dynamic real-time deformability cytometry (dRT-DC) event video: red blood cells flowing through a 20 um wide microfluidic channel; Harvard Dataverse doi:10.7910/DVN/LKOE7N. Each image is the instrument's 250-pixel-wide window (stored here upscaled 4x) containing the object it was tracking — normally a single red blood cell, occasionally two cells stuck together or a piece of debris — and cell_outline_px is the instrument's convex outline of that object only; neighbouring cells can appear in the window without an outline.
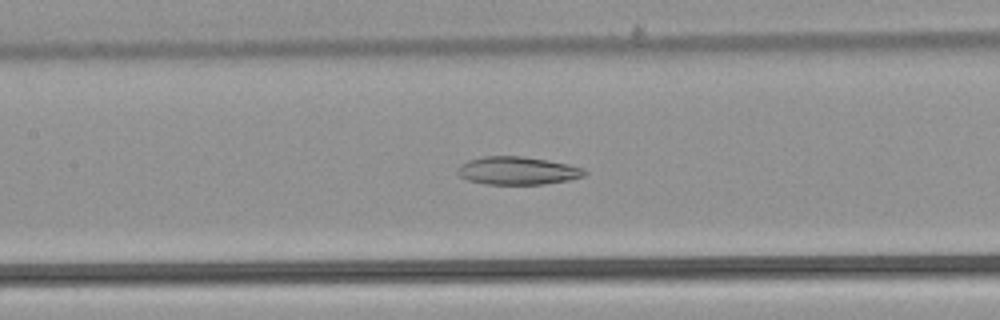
{"species": "common noctule bat (a hibernating species)", "species_latin": "Nyctalus noctula", "temperature_condition": "warm", "stored_images_in_passage": 54, "camera_frame_rate_fps": 3000, "um_per_image_px": 0.085, "animal": {"sex": "male", "body_mass_g": 21.5, "forearm_length_mm": 52.0}, "frame": {"image": 1, "passage_image": 26, "time_ms": 8.333, "image_size_px": [1000, 320], "cell_outline_px": [[588, 172], [584, 176], [568, 180], [544, 184], [488, 184], [468, 180], [460, 176], [456, 172], [460, 164], [468, 160], [484, 156], [520, 156], [548, 160], [568, 164], [584, 168]], "centroid_in_image_um": [43.99, 14.5], "position_along_channel_um": 163.4, "area_um2": 20.69}}
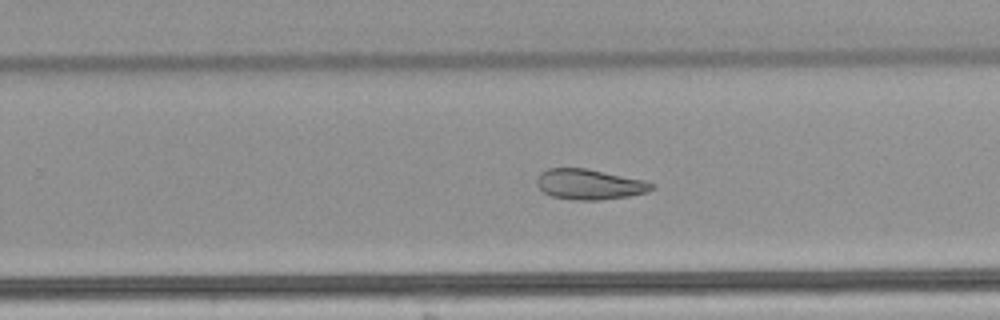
{"frame": {"image": 2, "passage_image": 35, "time_ms": 11.333, "image_size_px": [1000, 320], "cell_outline_px": [[656, 188], [648, 192], [628, 196], [600, 200], [576, 200], [552, 196], [544, 192], [536, 184], [536, 180], [540, 172], [548, 168], [584, 168], [644, 180], [656, 184]], "centroid_in_image_um": [50.12, 15.67], "position_along_channel_um": 279.7, "area_um2": 20.35}}
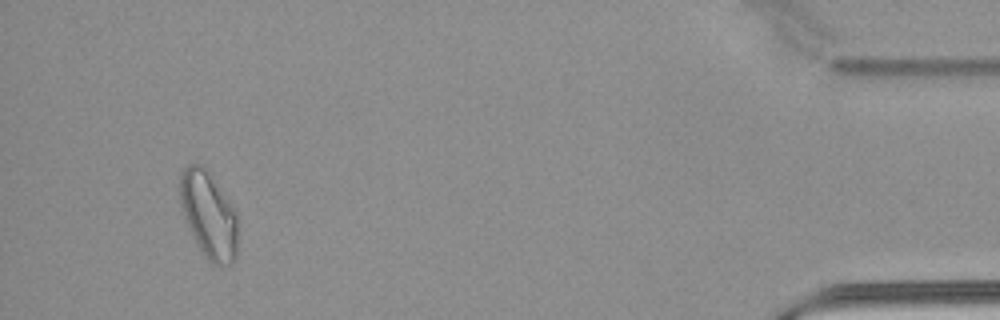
{"frame": {"image": 3, "passage_image": 51, "time_ms": 16.667, "image_size_px": [1000, 320], "cell_outline_px": [[236, 256], [232, 264], [220, 268], [212, 264], [204, 256], [184, 216], [180, 204], [180, 172], [188, 164], [204, 164], [236, 212]], "centroid_in_image_um": [17.73, 18.27], "position_along_channel_um": 417.5, "area_um2": 29.02}}